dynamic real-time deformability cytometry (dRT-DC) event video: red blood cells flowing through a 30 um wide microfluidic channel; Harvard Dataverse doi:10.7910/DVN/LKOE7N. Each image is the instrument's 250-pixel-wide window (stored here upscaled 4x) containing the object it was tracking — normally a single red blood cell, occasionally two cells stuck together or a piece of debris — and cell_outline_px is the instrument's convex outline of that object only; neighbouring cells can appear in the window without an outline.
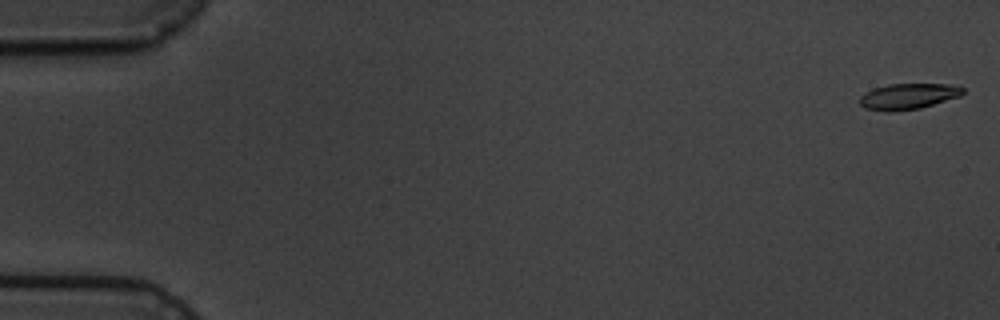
{"species": "common noctule bat (a hibernating species)", "species_latin": "Nyctalus noctula", "temperature_condition": "cold", "stored_images_in_passage": 5, "camera_frame_rate_fps": 3000, "um_per_image_px": 0.085, "animal": {"sex": "male", "body_mass_g": 19.5, "forearm_length_mm": 54.6}, "frame": {"image": 1, "passage_image": 1, "time_ms": 0.0, "image_size_px": [1000, 320], "cell_outline_px": [[964, 92], [960, 96], [920, 108], [892, 112], [884, 112], [864, 108], [860, 104], [860, 96], [876, 88], [888, 84], [948, 84], [964, 88]], "centroid_in_image_um": [77.19, 8.2], "position_along_channel_um": 7.8, "area_um2": 15.43}}